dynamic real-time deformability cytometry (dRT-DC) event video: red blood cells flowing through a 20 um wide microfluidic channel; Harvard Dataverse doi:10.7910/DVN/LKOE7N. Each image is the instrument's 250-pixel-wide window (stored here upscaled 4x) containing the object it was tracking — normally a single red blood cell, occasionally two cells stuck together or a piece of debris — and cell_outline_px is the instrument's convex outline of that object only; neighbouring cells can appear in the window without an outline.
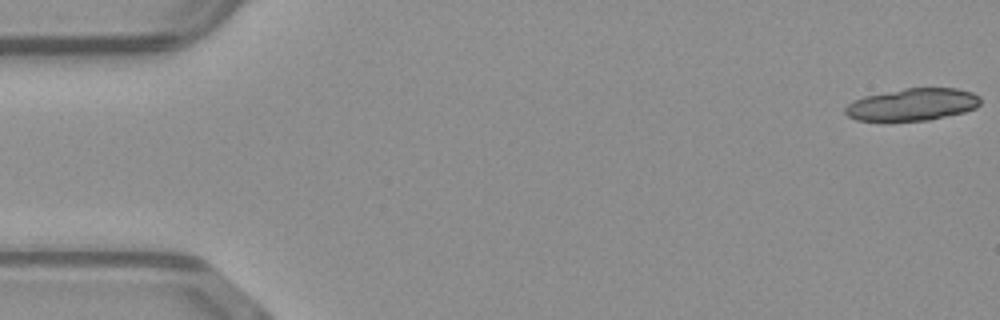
{"species": "common noctule bat (a hibernating species)", "species_latin": "Nyctalus noctula", "temperature_condition": "warm", "stored_images_in_passage": 17, "camera_frame_rate_fps": 3000, "um_per_image_px": 0.085, "animal": {"sex": "male", "body_mass_g": 23.1, "forearm_length_mm": 52.7}, "frame": {"image": 1, "passage_image": 1, "time_ms": 0.0, "image_size_px": [1000, 320], "cell_outline_px": [[980, 104], [976, 108], [964, 112], [928, 120], [856, 120], [848, 116], [844, 112], [844, 108], [852, 100], [864, 96], [904, 88], [956, 88], [972, 92], [980, 96]], "centroid_in_image_um": [77.56, 8.87], "position_along_channel_um": 7.4, "area_um2": 25.32}}